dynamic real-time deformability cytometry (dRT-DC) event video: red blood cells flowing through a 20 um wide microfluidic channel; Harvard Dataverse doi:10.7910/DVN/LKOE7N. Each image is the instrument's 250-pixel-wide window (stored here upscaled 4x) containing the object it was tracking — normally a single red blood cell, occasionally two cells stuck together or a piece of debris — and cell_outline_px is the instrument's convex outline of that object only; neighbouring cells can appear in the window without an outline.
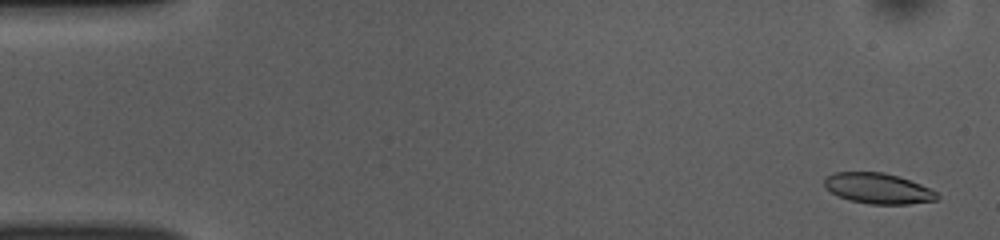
{"species": "common noctule bat (a hibernating species)", "species_latin": "Nyctalus noctula", "temperature_condition": "room temperature", "stored_images_in_passage": 52, "camera_frame_rate_fps": 3000, "um_per_image_px": 0.085, "animal": {"sex": "female", "body_mass_g": 10.0, "forearm_length_mm": 53.1}, "frame": {"image": 1, "passage_image": 2, "time_ms": 0.333, "image_size_px": [1000, 240], "cell_outline_px": [[940, 196], [936, 200], [908, 204], [872, 204], [848, 200], [824, 188], [824, 180], [828, 176], [836, 172], [884, 172], [900, 176], [920, 184], [936, 192]], "centroid_in_image_um": [74.64, 16.01], "position_along_channel_um": 10.4, "area_um2": 20.0}}
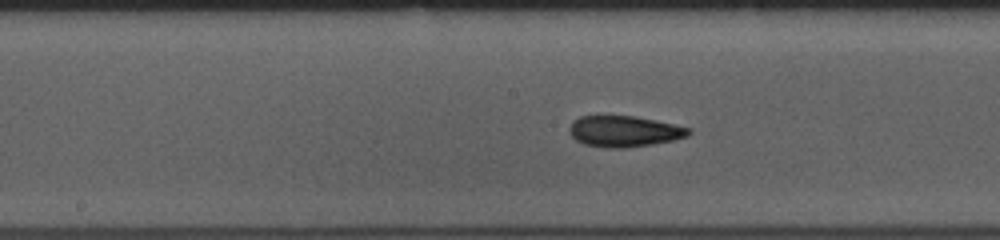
{"frame": {"image": 2, "passage_image": 26, "time_ms": 8.333, "image_size_px": [1000, 240], "cell_outline_px": [[692, 132], [688, 136], [672, 140], [652, 144], [624, 148], [608, 148], [584, 144], [576, 140], [568, 132], [568, 128], [572, 120], [580, 116], [636, 116], [656, 120], [692, 128]], "centroid_in_image_um": [53.05, 11.15], "position_along_channel_um": 195.2, "area_um2": 21.73}}
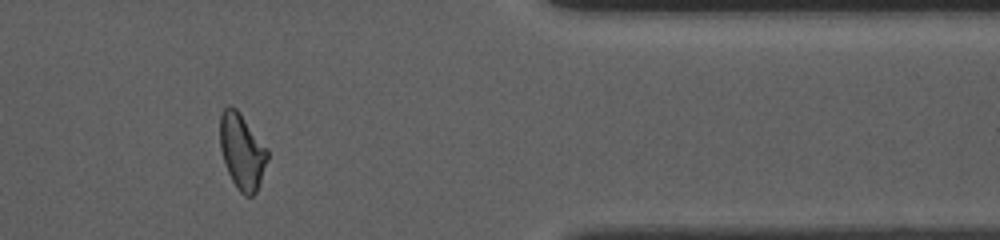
{"frame": {"image": 3, "passage_image": 43, "time_ms": 14.0, "image_size_px": [1000, 240], "cell_outline_px": [[268, 160], [260, 184], [256, 192], [252, 196], [244, 196], [236, 188], [224, 164], [220, 148], [220, 116], [224, 108], [236, 108], [240, 112], [268, 148]], "centroid_in_image_um": [20.59, 12.9], "position_along_channel_um": 390.8, "area_um2": 21.1}, "authors_computed_cell_mechanics": {"area_um2": 21.2704, "velocity_mm_per_s": 3.8591, "shape_relaxation_time_tau1_ms": 4.3213, "shape_relaxation_time_tau2_ms": 3.8498, "deformation_change_tau1": 0.139, "deformation_change_tau2": 0.1063}}